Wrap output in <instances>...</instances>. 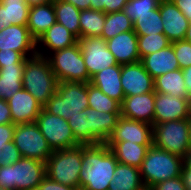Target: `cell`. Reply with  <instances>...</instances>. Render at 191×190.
<instances>
[{"mask_svg":"<svg viewBox=\"0 0 191 190\" xmlns=\"http://www.w3.org/2000/svg\"><path fill=\"white\" fill-rule=\"evenodd\" d=\"M175 52L180 69L191 66V43L186 40L171 43Z\"/></svg>","mask_w":191,"mask_h":190,"instance_id":"74e56055","label":"cell"},{"mask_svg":"<svg viewBox=\"0 0 191 190\" xmlns=\"http://www.w3.org/2000/svg\"><path fill=\"white\" fill-rule=\"evenodd\" d=\"M56 22L54 4L47 3L30 7L27 27L37 41Z\"/></svg>","mask_w":191,"mask_h":190,"instance_id":"cb8c5ba5","label":"cell"},{"mask_svg":"<svg viewBox=\"0 0 191 190\" xmlns=\"http://www.w3.org/2000/svg\"><path fill=\"white\" fill-rule=\"evenodd\" d=\"M22 84L42 107L47 104L58 85L47 57L36 54L26 59Z\"/></svg>","mask_w":191,"mask_h":190,"instance_id":"7a4b0ae2","label":"cell"},{"mask_svg":"<svg viewBox=\"0 0 191 190\" xmlns=\"http://www.w3.org/2000/svg\"><path fill=\"white\" fill-rule=\"evenodd\" d=\"M150 190H187L182 177H176L159 182L152 186Z\"/></svg>","mask_w":191,"mask_h":190,"instance_id":"60d3db41","label":"cell"},{"mask_svg":"<svg viewBox=\"0 0 191 190\" xmlns=\"http://www.w3.org/2000/svg\"><path fill=\"white\" fill-rule=\"evenodd\" d=\"M138 35L132 31L120 33L106 40L109 51L114 55L116 62L120 65L139 62Z\"/></svg>","mask_w":191,"mask_h":190,"instance_id":"44dd1931","label":"cell"},{"mask_svg":"<svg viewBox=\"0 0 191 190\" xmlns=\"http://www.w3.org/2000/svg\"><path fill=\"white\" fill-rule=\"evenodd\" d=\"M53 4H54L56 22L62 24L79 39L80 38L79 19L81 10L77 9L72 4L61 0H55Z\"/></svg>","mask_w":191,"mask_h":190,"instance_id":"f546056e","label":"cell"},{"mask_svg":"<svg viewBox=\"0 0 191 190\" xmlns=\"http://www.w3.org/2000/svg\"><path fill=\"white\" fill-rule=\"evenodd\" d=\"M190 117H191V100H190Z\"/></svg>","mask_w":191,"mask_h":190,"instance_id":"6f0895ef","label":"cell"},{"mask_svg":"<svg viewBox=\"0 0 191 190\" xmlns=\"http://www.w3.org/2000/svg\"><path fill=\"white\" fill-rule=\"evenodd\" d=\"M109 190H142L145 187L140 169L123 163H117Z\"/></svg>","mask_w":191,"mask_h":190,"instance_id":"484cf974","label":"cell"},{"mask_svg":"<svg viewBox=\"0 0 191 190\" xmlns=\"http://www.w3.org/2000/svg\"><path fill=\"white\" fill-rule=\"evenodd\" d=\"M153 124L190 118V99L155 92Z\"/></svg>","mask_w":191,"mask_h":190,"instance_id":"4fadbf2b","label":"cell"},{"mask_svg":"<svg viewBox=\"0 0 191 190\" xmlns=\"http://www.w3.org/2000/svg\"><path fill=\"white\" fill-rule=\"evenodd\" d=\"M22 158V155L13 141L7 142V146L0 150V166H9Z\"/></svg>","mask_w":191,"mask_h":190,"instance_id":"f35d334b","label":"cell"},{"mask_svg":"<svg viewBox=\"0 0 191 190\" xmlns=\"http://www.w3.org/2000/svg\"><path fill=\"white\" fill-rule=\"evenodd\" d=\"M162 0H128L123 11L134 23L139 16L157 9Z\"/></svg>","mask_w":191,"mask_h":190,"instance_id":"d590c367","label":"cell"},{"mask_svg":"<svg viewBox=\"0 0 191 190\" xmlns=\"http://www.w3.org/2000/svg\"><path fill=\"white\" fill-rule=\"evenodd\" d=\"M0 190H11V189L4 188V187H1V186H0Z\"/></svg>","mask_w":191,"mask_h":190,"instance_id":"9f6ffc18","label":"cell"},{"mask_svg":"<svg viewBox=\"0 0 191 190\" xmlns=\"http://www.w3.org/2000/svg\"><path fill=\"white\" fill-rule=\"evenodd\" d=\"M18 51L30 58L37 54L36 41L29 33L27 26L10 25L0 31V50Z\"/></svg>","mask_w":191,"mask_h":190,"instance_id":"2e32d148","label":"cell"},{"mask_svg":"<svg viewBox=\"0 0 191 190\" xmlns=\"http://www.w3.org/2000/svg\"><path fill=\"white\" fill-rule=\"evenodd\" d=\"M35 123L53 151L75 147L80 144L74 138L67 120L50 114L44 108H42Z\"/></svg>","mask_w":191,"mask_h":190,"instance_id":"30bf717a","label":"cell"},{"mask_svg":"<svg viewBox=\"0 0 191 190\" xmlns=\"http://www.w3.org/2000/svg\"><path fill=\"white\" fill-rule=\"evenodd\" d=\"M78 43V38L62 24L55 22L37 41L38 55L48 57L51 53L71 47Z\"/></svg>","mask_w":191,"mask_h":190,"instance_id":"e0dca14e","label":"cell"},{"mask_svg":"<svg viewBox=\"0 0 191 190\" xmlns=\"http://www.w3.org/2000/svg\"><path fill=\"white\" fill-rule=\"evenodd\" d=\"M172 2L185 15L189 22H191V0H173Z\"/></svg>","mask_w":191,"mask_h":190,"instance_id":"bcb514c9","label":"cell"},{"mask_svg":"<svg viewBox=\"0 0 191 190\" xmlns=\"http://www.w3.org/2000/svg\"><path fill=\"white\" fill-rule=\"evenodd\" d=\"M153 145L184 158L190 151L189 118L153 124Z\"/></svg>","mask_w":191,"mask_h":190,"instance_id":"ba28073f","label":"cell"},{"mask_svg":"<svg viewBox=\"0 0 191 190\" xmlns=\"http://www.w3.org/2000/svg\"><path fill=\"white\" fill-rule=\"evenodd\" d=\"M183 163L191 170V150L183 158Z\"/></svg>","mask_w":191,"mask_h":190,"instance_id":"f5cc1de1","label":"cell"},{"mask_svg":"<svg viewBox=\"0 0 191 190\" xmlns=\"http://www.w3.org/2000/svg\"><path fill=\"white\" fill-rule=\"evenodd\" d=\"M47 58L58 82L89 83L91 81L79 43L55 51Z\"/></svg>","mask_w":191,"mask_h":190,"instance_id":"52a82bcc","label":"cell"},{"mask_svg":"<svg viewBox=\"0 0 191 190\" xmlns=\"http://www.w3.org/2000/svg\"><path fill=\"white\" fill-rule=\"evenodd\" d=\"M87 108L67 119L74 138L83 145H87Z\"/></svg>","mask_w":191,"mask_h":190,"instance_id":"8d00e7d4","label":"cell"},{"mask_svg":"<svg viewBox=\"0 0 191 190\" xmlns=\"http://www.w3.org/2000/svg\"><path fill=\"white\" fill-rule=\"evenodd\" d=\"M120 80L125 97L154 91V79L140 61L121 65Z\"/></svg>","mask_w":191,"mask_h":190,"instance_id":"9a60e30c","label":"cell"},{"mask_svg":"<svg viewBox=\"0 0 191 190\" xmlns=\"http://www.w3.org/2000/svg\"><path fill=\"white\" fill-rule=\"evenodd\" d=\"M15 124H0V150L7 146V142L13 141Z\"/></svg>","mask_w":191,"mask_h":190,"instance_id":"b9f144b4","label":"cell"},{"mask_svg":"<svg viewBox=\"0 0 191 190\" xmlns=\"http://www.w3.org/2000/svg\"><path fill=\"white\" fill-rule=\"evenodd\" d=\"M154 91L167 93L174 97H187V88L181 69L169 71L154 79Z\"/></svg>","mask_w":191,"mask_h":190,"instance_id":"f1b7e54d","label":"cell"},{"mask_svg":"<svg viewBox=\"0 0 191 190\" xmlns=\"http://www.w3.org/2000/svg\"><path fill=\"white\" fill-rule=\"evenodd\" d=\"M159 12L163 24V33L172 43L183 40L189 26V20L172 1L162 0Z\"/></svg>","mask_w":191,"mask_h":190,"instance_id":"d6986e66","label":"cell"},{"mask_svg":"<svg viewBox=\"0 0 191 190\" xmlns=\"http://www.w3.org/2000/svg\"><path fill=\"white\" fill-rule=\"evenodd\" d=\"M182 166V157L152 145L139 169L145 187L150 189L159 182L180 177Z\"/></svg>","mask_w":191,"mask_h":190,"instance_id":"3957f363","label":"cell"},{"mask_svg":"<svg viewBox=\"0 0 191 190\" xmlns=\"http://www.w3.org/2000/svg\"><path fill=\"white\" fill-rule=\"evenodd\" d=\"M121 112H99L87 108V145L105 144L114 131Z\"/></svg>","mask_w":191,"mask_h":190,"instance_id":"5bb4252c","label":"cell"},{"mask_svg":"<svg viewBox=\"0 0 191 190\" xmlns=\"http://www.w3.org/2000/svg\"><path fill=\"white\" fill-rule=\"evenodd\" d=\"M45 177V162L31 158L0 166V186L11 190H36Z\"/></svg>","mask_w":191,"mask_h":190,"instance_id":"277c9868","label":"cell"},{"mask_svg":"<svg viewBox=\"0 0 191 190\" xmlns=\"http://www.w3.org/2000/svg\"><path fill=\"white\" fill-rule=\"evenodd\" d=\"M122 141H131L138 145H153V125L120 116L105 144L111 149Z\"/></svg>","mask_w":191,"mask_h":190,"instance_id":"7c38bea8","label":"cell"},{"mask_svg":"<svg viewBox=\"0 0 191 190\" xmlns=\"http://www.w3.org/2000/svg\"><path fill=\"white\" fill-rule=\"evenodd\" d=\"M184 83L187 88V98L191 100V66L182 69Z\"/></svg>","mask_w":191,"mask_h":190,"instance_id":"7dc6e473","label":"cell"},{"mask_svg":"<svg viewBox=\"0 0 191 190\" xmlns=\"http://www.w3.org/2000/svg\"><path fill=\"white\" fill-rule=\"evenodd\" d=\"M133 30L137 35H155L163 33V24L159 7L150 13L139 16L133 23Z\"/></svg>","mask_w":191,"mask_h":190,"instance_id":"836d02e7","label":"cell"},{"mask_svg":"<svg viewBox=\"0 0 191 190\" xmlns=\"http://www.w3.org/2000/svg\"><path fill=\"white\" fill-rule=\"evenodd\" d=\"M78 43L81 47L84 63L90 78L103 69L118 64L114 55L109 51L103 37L90 36L79 38Z\"/></svg>","mask_w":191,"mask_h":190,"instance_id":"8fae6325","label":"cell"},{"mask_svg":"<svg viewBox=\"0 0 191 190\" xmlns=\"http://www.w3.org/2000/svg\"><path fill=\"white\" fill-rule=\"evenodd\" d=\"M29 10L25 0H1L0 31L10 25L27 26Z\"/></svg>","mask_w":191,"mask_h":190,"instance_id":"d4e9b609","label":"cell"},{"mask_svg":"<svg viewBox=\"0 0 191 190\" xmlns=\"http://www.w3.org/2000/svg\"><path fill=\"white\" fill-rule=\"evenodd\" d=\"M128 0H106L104 4V13H112L122 11Z\"/></svg>","mask_w":191,"mask_h":190,"instance_id":"ee69618b","label":"cell"},{"mask_svg":"<svg viewBox=\"0 0 191 190\" xmlns=\"http://www.w3.org/2000/svg\"><path fill=\"white\" fill-rule=\"evenodd\" d=\"M7 102L9 104L13 124L35 122L43 108L24 88L13 94Z\"/></svg>","mask_w":191,"mask_h":190,"instance_id":"ac0fdd59","label":"cell"},{"mask_svg":"<svg viewBox=\"0 0 191 190\" xmlns=\"http://www.w3.org/2000/svg\"><path fill=\"white\" fill-rule=\"evenodd\" d=\"M36 190H76L74 187L55 182L47 176L43 179Z\"/></svg>","mask_w":191,"mask_h":190,"instance_id":"7bdbcfd3","label":"cell"},{"mask_svg":"<svg viewBox=\"0 0 191 190\" xmlns=\"http://www.w3.org/2000/svg\"><path fill=\"white\" fill-rule=\"evenodd\" d=\"M43 108L65 120L75 116L83 109L89 108L87 83L58 82L57 91Z\"/></svg>","mask_w":191,"mask_h":190,"instance_id":"5b68a950","label":"cell"},{"mask_svg":"<svg viewBox=\"0 0 191 190\" xmlns=\"http://www.w3.org/2000/svg\"><path fill=\"white\" fill-rule=\"evenodd\" d=\"M140 62L153 79L169 71L180 69L172 44L160 51L142 57Z\"/></svg>","mask_w":191,"mask_h":190,"instance_id":"7402d4cb","label":"cell"},{"mask_svg":"<svg viewBox=\"0 0 191 190\" xmlns=\"http://www.w3.org/2000/svg\"><path fill=\"white\" fill-rule=\"evenodd\" d=\"M55 0H25L29 7L52 3Z\"/></svg>","mask_w":191,"mask_h":190,"instance_id":"816d5d0a","label":"cell"},{"mask_svg":"<svg viewBox=\"0 0 191 190\" xmlns=\"http://www.w3.org/2000/svg\"><path fill=\"white\" fill-rule=\"evenodd\" d=\"M79 24L80 38L101 36L105 24V13L93 9L81 10Z\"/></svg>","mask_w":191,"mask_h":190,"instance_id":"4dcf8cb0","label":"cell"},{"mask_svg":"<svg viewBox=\"0 0 191 190\" xmlns=\"http://www.w3.org/2000/svg\"><path fill=\"white\" fill-rule=\"evenodd\" d=\"M26 57H24L20 52L11 50L2 51L0 50V68L2 66L9 65H25Z\"/></svg>","mask_w":191,"mask_h":190,"instance_id":"ab89813d","label":"cell"},{"mask_svg":"<svg viewBox=\"0 0 191 190\" xmlns=\"http://www.w3.org/2000/svg\"><path fill=\"white\" fill-rule=\"evenodd\" d=\"M138 51L140 59L166 48L171 42L164 33L155 35H138Z\"/></svg>","mask_w":191,"mask_h":190,"instance_id":"e575fe53","label":"cell"},{"mask_svg":"<svg viewBox=\"0 0 191 190\" xmlns=\"http://www.w3.org/2000/svg\"><path fill=\"white\" fill-rule=\"evenodd\" d=\"M61 1L70 3L79 10L91 9V1L90 0H61Z\"/></svg>","mask_w":191,"mask_h":190,"instance_id":"c3c4849f","label":"cell"},{"mask_svg":"<svg viewBox=\"0 0 191 190\" xmlns=\"http://www.w3.org/2000/svg\"><path fill=\"white\" fill-rule=\"evenodd\" d=\"M184 40L189 41L191 43V22L189 23V26L186 30Z\"/></svg>","mask_w":191,"mask_h":190,"instance_id":"db71d44e","label":"cell"},{"mask_svg":"<svg viewBox=\"0 0 191 190\" xmlns=\"http://www.w3.org/2000/svg\"><path fill=\"white\" fill-rule=\"evenodd\" d=\"M121 65L110 66L96 73L90 83L99 88L104 94L123 103L125 94L121 85Z\"/></svg>","mask_w":191,"mask_h":190,"instance_id":"603a6c76","label":"cell"},{"mask_svg":"<svg viewBox=\"0 0 191 190\" xmlns=\"http://www.w3.org/2000/svg\"><path fill=\"white\" fill-rule=\"evenodd\" d=\"M13 143L23 158L46 162L53 153L35 122L15 124Z\"/></svg>","mask_w":191,"mask_h":190,"instance_id":"9c48e42d","label":"cell"},{"mask_svg":"<svg viewBox=\"0 0 191 190\" xmlns=\"http://www.w3.org/2000/svg\"><path fill=\"white\" fill-rule=\"evenodd\" d=\"M12 123L9 104L6 100L0 99V124Z\"/></svg>","mask_w":191,"mask_h":190,"instance_id":"f6af8a7d","label":"cell"},{"mask_svg":"<svg viewBox=\"0 0 191 190\" xmlns=\"http://www.w3.org/2000/svg\"><path fill=\"white\" fill-rule=\"evenodd\" d=\"M150 146L152 145H138L131 143V141H122L116 143L111 148V151L114 153L118 163L140 168Z\"/></svg>","mask_w":191,"mask_h":190,"instance_id":"4316f807","label":"cell"},{"mask_svg":"<svg viewBox=\"0 0 191 190\" xmlns=\"http://www.w3.org/2000/svg\"><path fill=\"white\" fill-rule=\"evenodd\" d=\"M155 91L124 97L121 116L153 125L155 111Z\"/></svg>","mask_w":191,"mask_h":190,"instance_id":"ffe728a7","label":"cell"},{"mask_svg":"<svg viewBox=\"0 0 191 190\" xmlns=\"http://www.w3.org/2000/svg\"><path fill=\"white\" fill-rule=\"evenodd\" d=\"M89 108L99 112H121V104L115 99L104 94L99 88L87 83Z\"/></svg>","mask_w":191,"mask_h":190,"instance_id":"d6a6232c","label":"cell"},{"mask_svg":"<svg viewBox=\"0 0 191 190\" xmlns=\"http://www.w3.org/2000/svg\"><path fill=\"white\" fill-rule=\"evenodd\" d=\"M24 65H9L0 68V99L8 100L23 88Z\"/></svg>","mask_w":191,"mask_h":190,"instance_id":"83f0119b","label":"cell"},{"mask_svg":"<svg viewBox=\"0 0 191 190\" xmlns=\"http://www.w3.org/2000/svg\"><path fill=\"white\" fill-rule=\"evenodd\" d=\"M45 164L48 178L79 190V174L83 164L82 144L71 148L54 150Z\"/></svg>","mask_w":191,"mask_h":190,"instance_id":"8992f818","label":"cell"},{"mask_svg":"<svg viewBox=\"0 0 191 190\" xmlns=\"http://www.w3.org/2000/svg\"><path fill=\"white\" fill-rule=\"evenodd\" d=\"M79 190H109L118 161L106 144L83 145Z\"/></svg>","mask_w":191,"mask_h":190,"instance_id":"6da1fadb","label":"cell"},{"mask_svg":"<svg viewBox=\"0 0 191 190\" xmlns=\"http://www.w3.org/2000/svg\"><path fill=\"white\" fill-rule=\"evenodd\" d=\"M181 177L186 185L187 190H191V170L183 163Z\"/></svg>","mask_w":191,"mask_h":190,"instance_id":"681fc988","label":"cell"},{"mask_svg":"<svg viewBox=\"0 0 191 190\" xmlns=\"http://www.w3.org/2000/svg\"><path fill=\"white\" fill-rule=\"evenodd\" d=\"M189 144L191 150V117L189 118Z\"/></svg>","mask_w":191,"mask_h":190,"instance_id":"11a10c76","label":"cell"},{"mask_svg":"<svg viewBox=\"0 0 191 190\" xmlns=\"http://www.w3.org/2000/svg\"><path fill=\"white\" fill-rule=\"evenodd\" d=\"M90 1H91V9L104 12V4H106V0H90Z\"/></svg>","mask_w":191,"mask_h":190,"instance_id":"f907efd6","label":"cell"},{"mask_svg":"<svg viewBox=\"0 0 191 190\" xmlns=\"http://www.w3.org/2000/svg\"><path fill=\"white\" fill-rule=\"evenodd\" d=\"M133 30L132 20L125 14V12L118 11L105 14V24L101 37L109 40L116 35Z\"/></svg>","mask_w":191,"mask_h":190,"instance_id":"1f68e13d","label":"cell"}]
</instances>
